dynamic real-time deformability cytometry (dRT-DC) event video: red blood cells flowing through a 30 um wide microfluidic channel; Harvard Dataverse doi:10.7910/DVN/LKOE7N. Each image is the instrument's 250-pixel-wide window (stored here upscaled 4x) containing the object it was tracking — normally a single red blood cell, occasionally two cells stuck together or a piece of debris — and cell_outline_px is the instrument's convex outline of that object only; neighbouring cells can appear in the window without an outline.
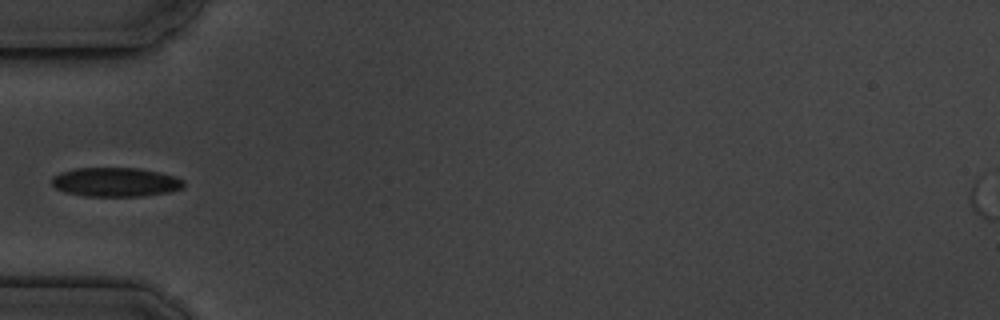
{"species": "common noctule bat (a hibernating species)", "species_latin": "Nyctalus noctula", "temperature_condition": "cold", "stored_images_in_passage": 7, "camera_frame_rate_fps": 3000, "um_per_image_px": 0.085, "animal": {"sex": "male", "body_mass_g": 19.5, "forearm_length_mm": 54.6}, "frame": {"image": 1, "passage_image": 5, "time_ms": 4.667, "image_size_px": [1000, 320], "cell_outline_px": [[184, 188], [172, 192], [140, 196], [84, 196], [64, 192], [56, 188], [52, 184], [52, 176], [60, 172], [76, 168], [140, 168], [160, 172], [176, 176], [184, 180]], "centroid_in_image_um": [9.85, 15.48], "position_along_channel_um": 75.1, "area_um2": 22.66}}